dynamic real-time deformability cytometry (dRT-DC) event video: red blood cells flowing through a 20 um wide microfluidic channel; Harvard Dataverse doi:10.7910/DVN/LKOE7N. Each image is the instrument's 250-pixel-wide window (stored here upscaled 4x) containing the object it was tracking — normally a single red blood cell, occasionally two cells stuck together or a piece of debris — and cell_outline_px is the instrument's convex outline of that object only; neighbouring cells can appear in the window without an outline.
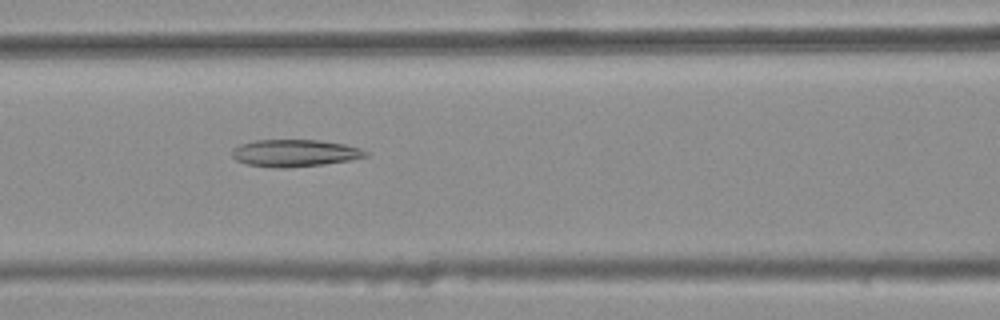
{"species": "common noctule bat (a hibernating species)", "species_latin": "Nyctalus noctula", "temperature_condition": "warm", "stored_images_in_passage": 36, "camera_frame_rate_fps": 3000, "um_per_image_px": 0.085, "animal": {"sex": "female", "body_mass_g": 25.1}, "frame": {"image": 1, "passage_image": 11, "time_ms": 3.333, "image_size_px": [1000, 320], "cell_outline_px": [[368, 156], [352, 160], [324, 164], [284, 168], [276, 168], [248, 164], [236, 160], [232, 156], [232, 148], [240, 144], [256, 140], [320, 140], [344, 144], [360, 148], [368, 152]], "centroid_in_image_um": [25.06, 13.01], "position_along_channel_um": 141.5, "area_um2": 21.15}}
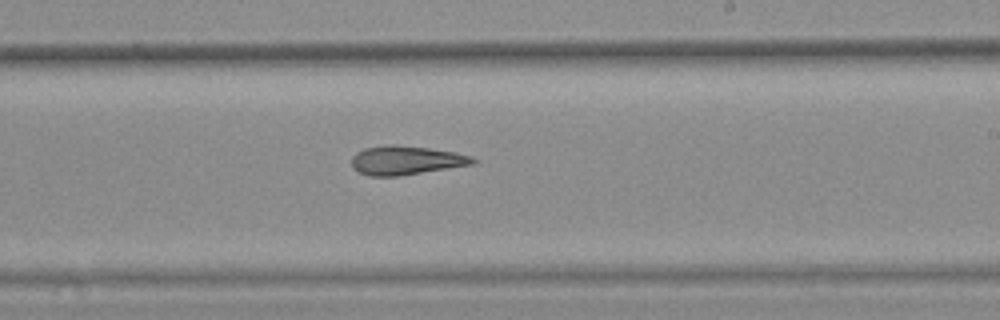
{"frame": {"image": 2, "passage_image": 20, "time_ms": 6.333, "image_size_px": [1000, 320], "cell_outline_px": [[476, 164], [400, 176], [368, 176], [352, 168], [352, 156], [356, 152], [364, 148], [388, 144], [392, 144], [428, 148], [456, 152], [472, 156], [476, 160]], "centroid_in_image_um": [34.52, 13.63], "position_along_channel_um": 254.5, "area_um2": 20.63}}
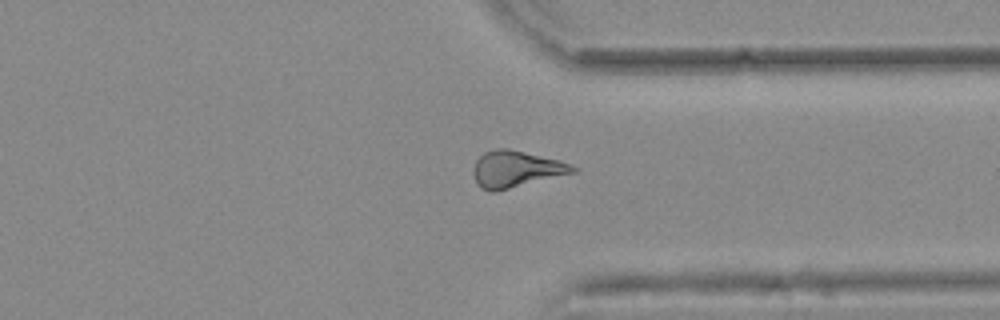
{"frame": {"image": 3, "passage_image": 29, "time_ms": 9.333, "image_size_px": [1000, 320], "cell_outline_px": [[580, 168], [576, 172], [496, 192], [488, 192], [480, 188], [476, 184], [472, 172], [476, 160], [484, 152], [496, 148], [508, 148], [560, 160]], "centroid_in_image_um": [43.84, 14.39], "position_along_channel_um": 367.6, "area_um2": 21.5}, "authors_computed_cell_mechanics": {"area_um2": 20.5479, "velocity_mm_per_s": 3.7809, "shape_relaxation_time_tau1_ms": null, "shape_relaxation_time_tau2_ms": 7.6159, "deformation_change_tau1": null, "deformation_change_tau2": 0.2106}}